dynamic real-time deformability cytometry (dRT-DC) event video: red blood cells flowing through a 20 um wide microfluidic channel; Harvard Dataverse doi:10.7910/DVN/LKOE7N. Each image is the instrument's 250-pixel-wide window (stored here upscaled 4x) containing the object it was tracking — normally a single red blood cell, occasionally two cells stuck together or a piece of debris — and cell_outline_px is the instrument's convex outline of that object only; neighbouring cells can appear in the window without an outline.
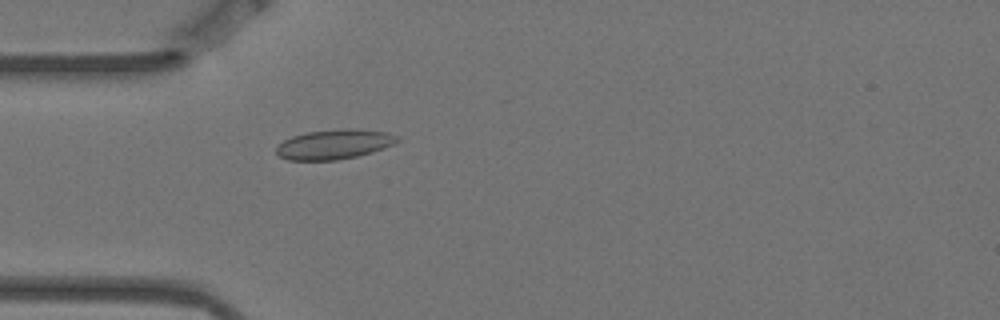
{"species": "Egyptian fruit bat (a non-hibernating species)", "species_latin": "Rousettus aegyptiacus", "temperature_condition": "warm", "stored_images_in_passage": 4, "camera_frame_rate_fps": 3000, "um_per_image_px": 0.085, "animal": {"sex": "female"}, "frame": {"image": 1, "passage_image": 4, "time_ms": 1.0, "image_size_px": [1000, 320], "cell_outline_px": [[400, 140], [384, 148], [372, 152], [356, 156], [336, 160], [288, 160], [280, 156], [276, 152], [276, 148], [284, 140], [292, 136], [308, 132], [344, 128], [356, 128], [388, 132], [400, 136]], "centroid_in_image_um": [28.45, 12.25], "position_along_channel_um": 56.6, "area_um2": 20.98}}